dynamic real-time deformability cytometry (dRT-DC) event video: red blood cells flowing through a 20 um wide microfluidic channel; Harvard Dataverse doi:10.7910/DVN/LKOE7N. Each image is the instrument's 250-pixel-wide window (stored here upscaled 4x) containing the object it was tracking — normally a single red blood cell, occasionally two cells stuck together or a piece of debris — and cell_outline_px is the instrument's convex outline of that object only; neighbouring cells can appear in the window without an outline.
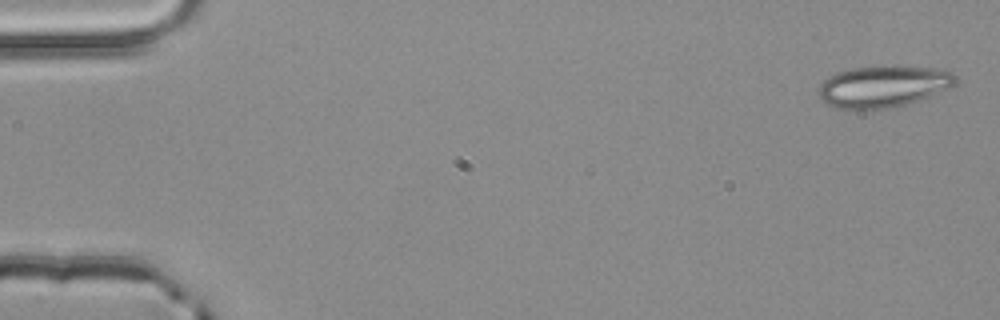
{"species": "common noctule bat (a hibernating species)", "species_latin": "Nyctalus noctula", "temperature_condition": "room temperature", "stored_images_in_passage": 4, "camera_frame_rate_fps": 3000, "um_per_image_px": 0.085, "animal": {"sex": "male", "body_mass_g": 20.4}, "frame": {"image": 1, "passage_image": 1, "time_ms": 0.0, "image_size_px": [1000, 320], "cell_outline_px": [[956, 84], [948, 88], [908, 104], [888, 108], [840, 108], [824, 104], [820, 100], [816, 92], [820, 84], [824, 80], [836, 72], [852, 68], [892, 64], [900, 64], [936, 68], [952, 72], [956, 76]], "centroid_in_image_um": [75.06, 7.3], "position_along_channel_um": 9.9, "area_um2": 33.7}}